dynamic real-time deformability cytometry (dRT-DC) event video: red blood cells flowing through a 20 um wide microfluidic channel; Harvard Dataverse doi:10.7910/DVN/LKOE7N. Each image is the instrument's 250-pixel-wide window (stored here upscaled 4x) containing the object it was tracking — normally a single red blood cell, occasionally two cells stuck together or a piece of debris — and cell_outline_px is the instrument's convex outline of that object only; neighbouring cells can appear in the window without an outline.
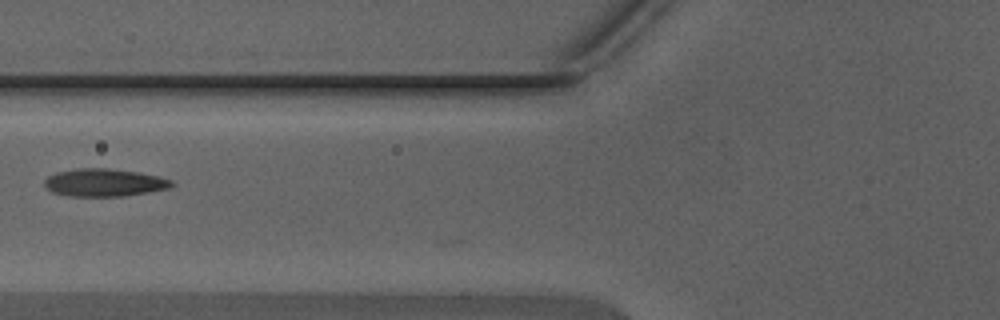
{"species": "Egyptian fruit bat (a non-hibernating species)", "species_latin": "Rousettus aegyptiacus", "temperature_condition": "warm", "stored_images_in_passage": 24, "camera_frame_rate_fps": 3000, "um_per_image_px": 0.085, "animal": {"sex": "male"}, "frame": {"image": 1, "passage_image": 3, "time_ms": 0.667, "image_size_px": [1000, 320], "cell_outline_px": [[176, 184], [168, 188], [148, 192], [124, 196], [68, 196], [52, 192], [44, 184], [44, 180], [48, 176], [56, 172], [76, 168], [108, 168], [140, 172], [160, 176], [172, 180]], "centroid_in_image_um": [8.88, 15.51], "position_along_channel_um": 116.9, "area_um2": 20.69}}
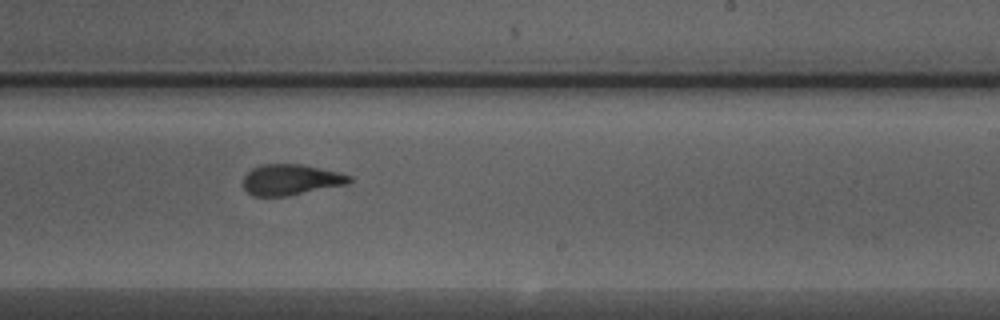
{"frame": {"image": 2, "passage_image": 13, "time_ms": 4.0, "image_size_px": [1000, 320], "cell_outline_px": [[352, 180], [348, 184], [288, 196], [252, 196], [244, 188], [244, 176], [252, 168], [260, 164], [300, 164], [340, 172], [352, 176]], "centroid_in_image_um": [24.74, 15.27], "position_along_channel_um": 264.3, "area_um2": 19.13}}
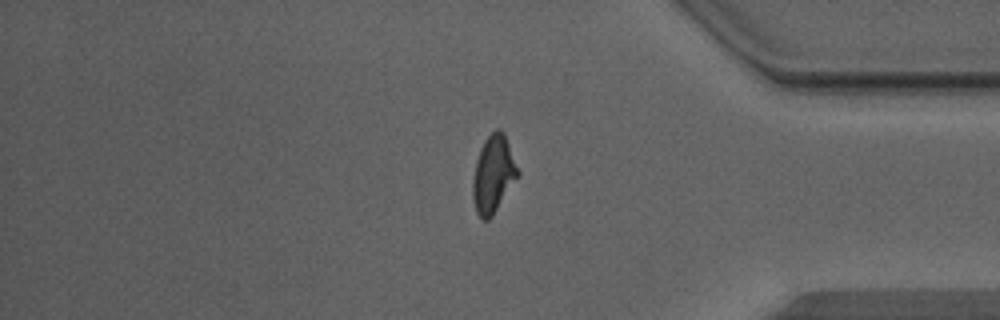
{"frame": {"image": 3, "passage_image": 23, "time_ms": 7.333, "image_size_px": [1000, 320], "cell_outline_px": [[520, 172], [492, 216], [488, 220], [484, 220], [476, 212], [472, 196], [472, 180], [476, 160], [480, 148], [484, 140], [496, 128], [500, 128], [504, 132]], "centroid_in_image_um": [41.91, 14.77], "position_along_channel_um": 393.3, "area_um2": 20.11}}